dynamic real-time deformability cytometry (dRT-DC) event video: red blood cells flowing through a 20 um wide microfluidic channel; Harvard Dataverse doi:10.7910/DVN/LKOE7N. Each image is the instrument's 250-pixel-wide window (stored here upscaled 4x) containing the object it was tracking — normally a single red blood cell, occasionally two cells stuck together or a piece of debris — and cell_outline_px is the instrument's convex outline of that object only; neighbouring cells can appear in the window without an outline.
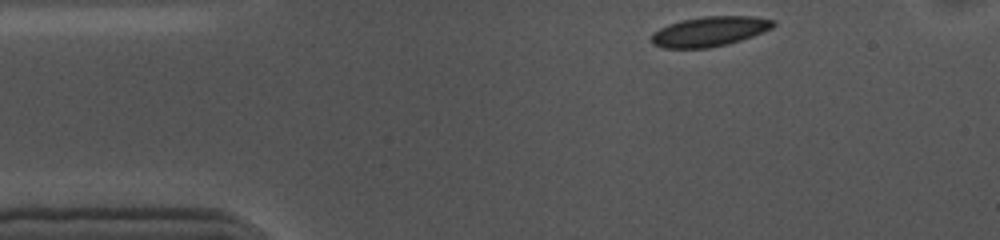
{"species": "common noctule bat (a hibernating species)", "species_latin": "Nyctalus noctula", "temperature_condition": "cold", "stored_images_in_passage": 48, "camera_frame_rate_fps": 3000, "um_per_image_px": 0.085, "animal": {"sex": "female", "body_mass_g": 10.0, "forearm_length_mm": 53.1}, "frame": {"image": 1, "passage_image": 1, "time_ms": 0.0, "image_size_px": [1000, 240], "cell_outline_px": [[776, 24], [772, 28], [752, 36], [728, 44], [708, 48], [664, 48], [652, 44], [652, 32], [668, 24], [680, 20], [704, 16], [756, 16], [776, 20]], "centroid_in_image_um": [60.32, 2.66], "position_along_channel_um": 24.7, "area_um2": 21.33}}
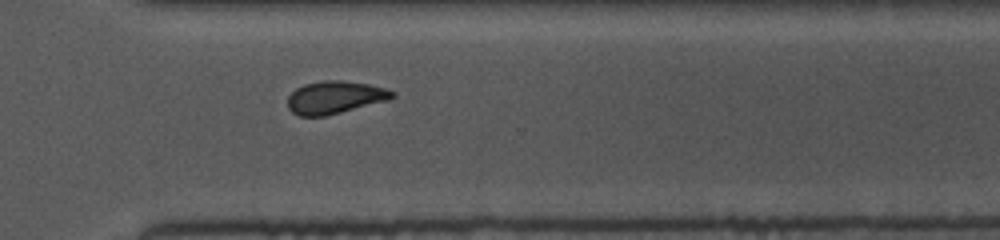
{"frame": {"image": 2, "passage_image": 32, "time_ms": 10.333, "image_size_px": [1000, 240], "cell_outline_px": [[396, 96], [388, 100], [324, 116], [300, 116], [292, 112], [288, 108], [288, 96], [296, 88], [304, 84], [324, 80], [340, 80], [368, 84], [384, 88], [396, 92]], "centroid_in_image_um": [28.45, 8.27], "position_along_channel_um": 342.1, "area_um2": 19.77}}
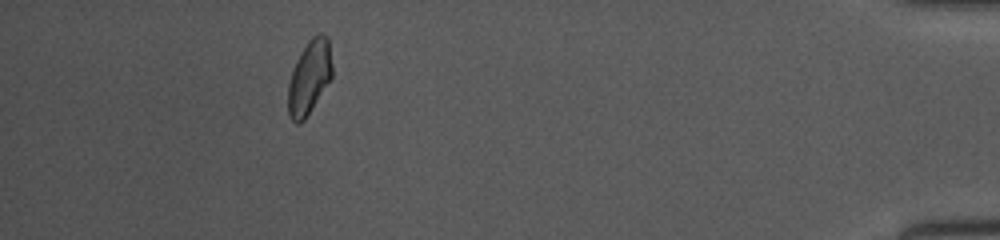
{"frame": {"image": 3, "passage_image": 43, "time_ms": 14.0, "image_size_px": [1000, 240], "cell_outline_px": [[332, 76], [304, 120], [296, 124], [288, 116], [288, 84], [296, 60], [300, 52], [308, 40], [316, 32], [324, 32], [328, 36], [332, 64]], "centroid_in_image_um": [26.29, 6.5], "position_along_channel_um": 408.9, "area_um2": 19.02}, "authors_computed_cell_mechanics": {"area_um2": 20.6346, "velocity_mm_per_s": 3.5599, "shape_relaxation_time_tau1_ms": 4.4682, "shape_relaxation_time_tau2_ms": 2.9677, "deformation_change_tau1": 0.095, "deformation_change_tau2": 0.0739}}